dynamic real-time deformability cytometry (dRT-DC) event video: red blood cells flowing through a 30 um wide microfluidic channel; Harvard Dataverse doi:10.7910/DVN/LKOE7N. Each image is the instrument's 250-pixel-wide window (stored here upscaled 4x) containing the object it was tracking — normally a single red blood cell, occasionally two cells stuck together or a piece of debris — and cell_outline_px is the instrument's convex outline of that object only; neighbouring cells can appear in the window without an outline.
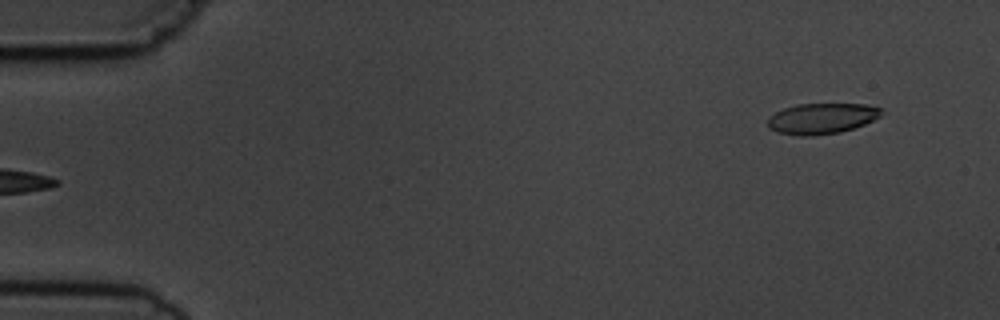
{"species": "common noctule bat (a hibernating species)", "species_latin": "Nyctalus noctula", "temperature_condition": "cold", "stored_images_in_passage": 5, "segment_of_instrument_passage": [2, 2], "camera_frame_rate_fps": 3000, "um_per_image_px": 0.085, "animal": {"sex": "male", "body_mass_g": 19.5, "forearm_length_mm": 54.6}, "frame": {"image": 1, "passage_image": 5, "time_ms": 4.667, "image_size_px": [1000, 320], "cell_outline_px": [[880, 116], [864, 124], [840, 132], [812, 136], [800, 136], [776, 132], [768, 128], [768, 116], [784, 108], [796, 104], [864, 104], [880, 108]], "centroid_in_image_um": [69.78, 10.08], "position_along_channel_um": 15.2, "area_um2": 20.23}}